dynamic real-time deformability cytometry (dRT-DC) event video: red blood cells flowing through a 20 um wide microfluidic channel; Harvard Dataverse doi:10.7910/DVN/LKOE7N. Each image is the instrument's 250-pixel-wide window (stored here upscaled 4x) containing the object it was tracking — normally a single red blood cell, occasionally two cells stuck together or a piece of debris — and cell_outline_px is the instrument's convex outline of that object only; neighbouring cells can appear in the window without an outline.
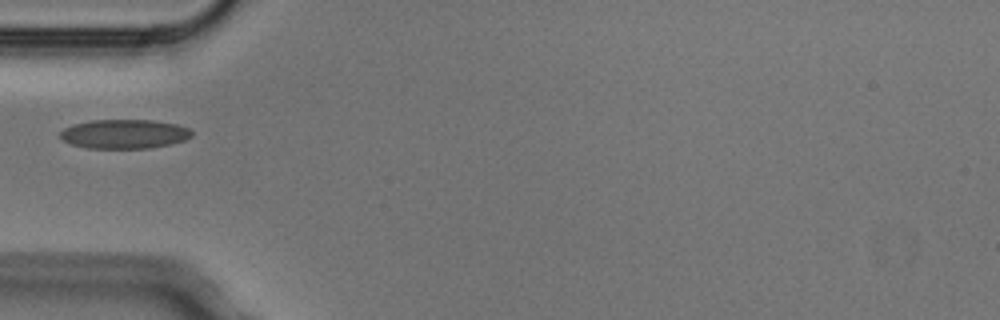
{"species": "Egyptian fruit bat (a non-hibernating species)", "species_latin": "Rousettus aegyptiacus", "temperature_condition": "cold", "stored_images_in_passage": 2, "camera_frame_rate_fps": 3000, "um_per_image_px": 0.085, "animal": {"sex": "male"}, "frame": {"image": 1, "passage_image": 2, "time_ms": 0.333, "image_size_px": [1000, 320], "cell_outline_px": [[192, 136], [184, 140], [152, 148], [88, 148], [72, 144], [64, 140], [60, 136], [60, 132], [64, 128], [72, 124], [92, 120], [152, 120], [176, 124], [188, 128], [192, 132]], "centroid_in_image_um": [10.56, 11.38], "position_along_channel_um": 74.4, "area_um2": 22.25}}